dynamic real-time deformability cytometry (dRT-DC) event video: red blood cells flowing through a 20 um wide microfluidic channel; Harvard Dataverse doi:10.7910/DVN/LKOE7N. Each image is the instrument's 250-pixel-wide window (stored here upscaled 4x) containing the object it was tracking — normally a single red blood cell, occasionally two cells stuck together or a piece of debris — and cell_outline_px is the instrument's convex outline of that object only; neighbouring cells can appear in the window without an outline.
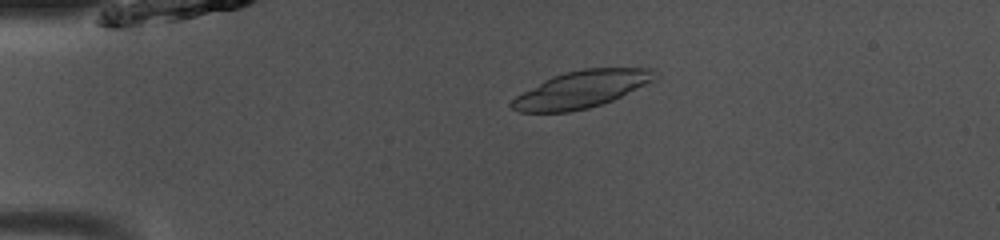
{"species": "common noctule bat (a hibernating species)", "species_latin": "Nyctalus noctula", "temperature_condition": "room temperature", "stored_images_in_passage": 41, "camera_frame_rate_fps": 3000, "um_per_image_px": 0.085, "animal": {"sex": "male", "body_mass_g": 13.0, "forearm_length_mm": 53.1}, "frame": {"image": 1, "passage_image": 8, "time_ms": 2.333, "image_size_px": [1000, 240], "cell_outline_px": [[660, 76], [656, 80], [612, 100], [588, 108], [568, 112], [520, 112], [512, 108], [508, 104], [516, 96], [544, 80], [552, 76], [564, 72], [584, 68], [656, 68], [660, 72]], "centroid_in_image_um": [49.49, 7.57], "position_along_channel_um": 35.5, "area_um2": 31.04}}